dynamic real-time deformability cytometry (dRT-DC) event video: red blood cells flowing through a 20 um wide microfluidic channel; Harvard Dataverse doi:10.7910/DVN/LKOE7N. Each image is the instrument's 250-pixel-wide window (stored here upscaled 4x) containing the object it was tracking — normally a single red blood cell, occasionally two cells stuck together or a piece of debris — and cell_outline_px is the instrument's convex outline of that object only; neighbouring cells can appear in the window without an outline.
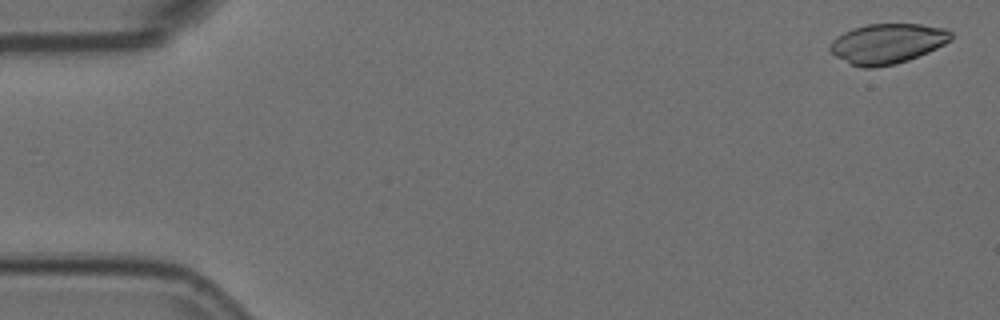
{"species": "Egyptian fruit bat (a non-hibernating species)", "species_latin": "Rousettus aegyptiacus", "temperature_condition": "room temperature", "stored_images_in_passage": 5, "camera_frame_rate_fps": 3000, "um_per_image_px": 0.085, "animal": {"sex": "female"}, "frame": {"image": 1, "passage_image": 1, "time_ms": 0.0, "image_size_px": [1000, 320], "cell_outline_px": [[952, 40], [928, 52], [908, 60], [896, 64], [872, 68], [864, 68], [852, 64], [836, 56], [828, 48], [832, 40], [836, 36], [852, 28], [868, 24], [920, 24], [944, 28], [952, 32]], "centroid_in_image_um": [75.42, 3.7], "position_along_channel_um": 9.6, "area_um2": 28.15}}
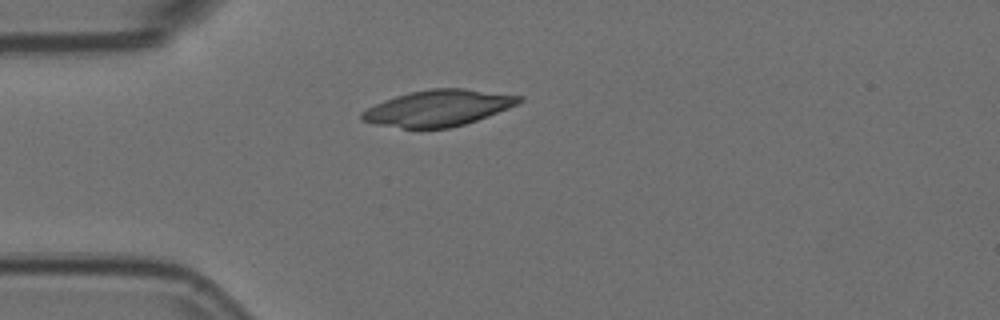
{"frame": {"image": 2, "passage_image": 5, "time_ms": 1.333, "image_size_px": [1000, 320], "cell_outline_px": [[524, 100], [508, 108], [488, 116], [464, 124], [448, 128], [400, 128], [376, 124], [360, 120], [360, 112], [384, 100], [408, 92], [432, 88], [464, 88], [524, 96]], "centroid_in_image_um": [37.24, 9.18], "position_along_channel_um": 47.8, "area_um2": 33.06}}